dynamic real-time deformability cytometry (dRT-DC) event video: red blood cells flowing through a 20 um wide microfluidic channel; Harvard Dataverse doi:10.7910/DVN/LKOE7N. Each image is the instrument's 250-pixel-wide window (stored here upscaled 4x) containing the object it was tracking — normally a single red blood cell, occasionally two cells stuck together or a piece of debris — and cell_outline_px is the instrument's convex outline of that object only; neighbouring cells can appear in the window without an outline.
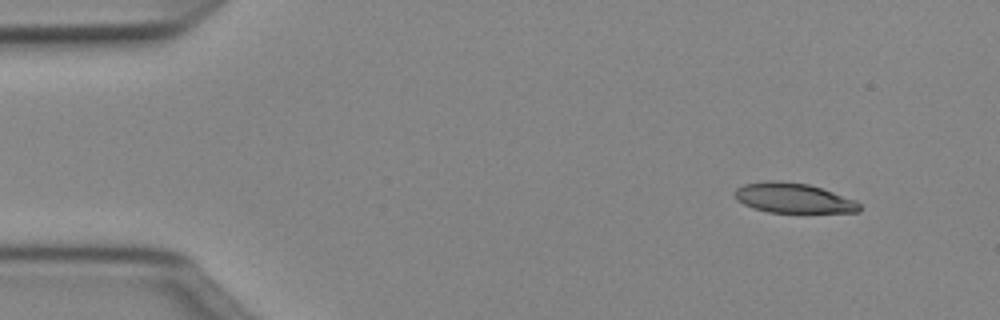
{"species": "Egyptian fruit bat (a non-hibernating species)", "species_latin": "Rousettus aegyptiacus", "temperature_condition": "cold", "stored_images_in_passage": 12, "camera_frame_rate_fps": 3000, "um_per_image_px": 0.085, "animal": {"sex": "female"}, "frame": {"image": 1, "passage_image": 1, "time_ms": 0.0, "image_size_px": [1000, 320], "cell_outline_px": [[860, 212], [768, 212], [752, 208], [736, 200], [732, 192], [736, 188], [744, 184], [768, 180], [780, 180], [808, 184], [856, 200], [860, 204]], "centroid_in_image_um": [67.38, 16.82], "position_along_channel_um": 17.6, "area_um2": 21.79}}
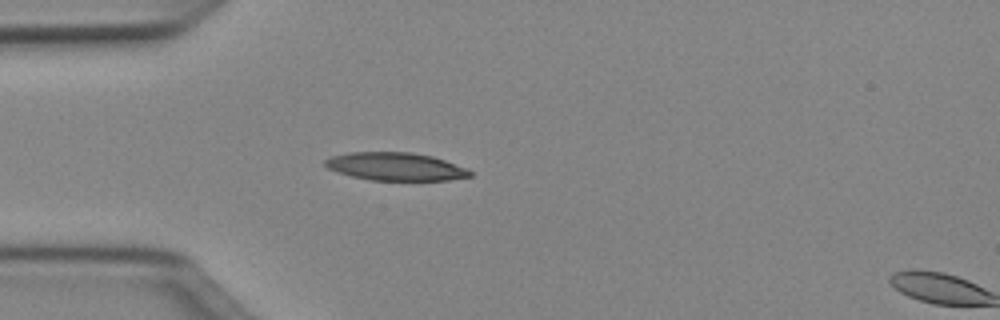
{"frame": {"image": 2, "passage_image": 10, "time_ms": 3.0, "image_size_px": [1000, 320], "cell_outline_px": [[472, 176], [448, 180], [368, 180], [336, 172], [328, 168], [324, 164], [324, 160], [332, 156], [352, 152], [412, 152], [432, 156], [468, 168], [472, 172]], "centroid_in_image_um": [33.63, 14.16], "position_along_channel_um": 51.4, "area_um2": 23.64}}